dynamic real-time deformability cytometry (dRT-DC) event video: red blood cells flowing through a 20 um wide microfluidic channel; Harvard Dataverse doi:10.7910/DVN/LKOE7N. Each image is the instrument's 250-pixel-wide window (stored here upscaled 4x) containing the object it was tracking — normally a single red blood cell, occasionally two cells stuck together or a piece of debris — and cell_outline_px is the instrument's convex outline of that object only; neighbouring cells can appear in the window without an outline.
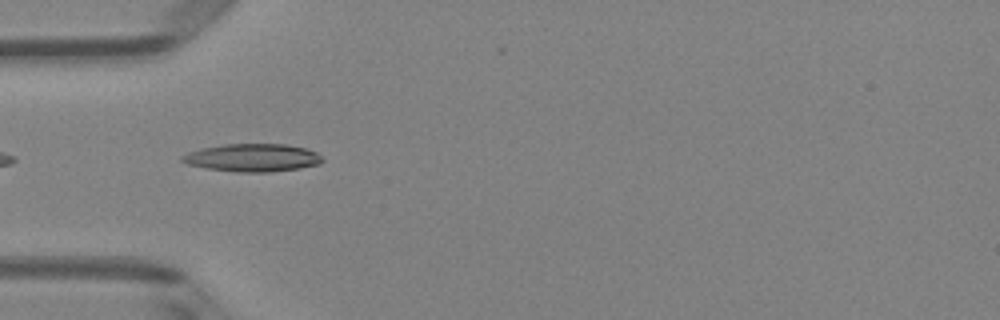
{"species": "Egyptian fruit bat (a non-hibernating species)", "species_latin": "Rousettus aegyptiacus", "temperature_condition": "room temperature", "stored_images_in_passage": 11, "camera_frame_rate_fps": 3000, "um_per_image_px": 0.085, "animal": {"sex": "female"}, "frame": {"image": 1, "passage_image": 2, "time_ms": 0.333, "image_size_px": [1000, 320], "cell_outline_px": [[324, 160], [320, 164], [300, 168], [268, 172], [236, 172], [208, 168], [188, 164], [180, 160], [180, 156], [188, 152], [200, 148], [224, 144], [288, 144], [304, 148], [316, 152]], "centroid_in_image_um": [21.45, 13.4], "position_along_channel_um": 63.5, "area_um2": 22.77}}
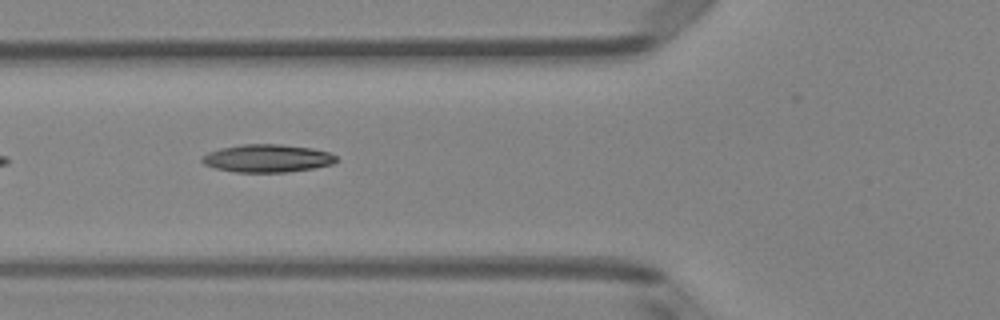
{"frame": {"image": 2, "passage_image": 5, "time_ms": 1.333, "image_size_px": [1000, 320], "cell_outline_px": [[336, 160], [332, 164], [312, 168], [288, 172], [236, 172], [216, 168], [204, 164], [200, 160], [208, 152], [220, 148], [240, 144], [280, 144], [312, 148], [328, 152], [336, 156]], "centroid_in_image_um": [22.7, 13.45], "position_along_channel_um": 103.1, "area_um2": 21.68}}